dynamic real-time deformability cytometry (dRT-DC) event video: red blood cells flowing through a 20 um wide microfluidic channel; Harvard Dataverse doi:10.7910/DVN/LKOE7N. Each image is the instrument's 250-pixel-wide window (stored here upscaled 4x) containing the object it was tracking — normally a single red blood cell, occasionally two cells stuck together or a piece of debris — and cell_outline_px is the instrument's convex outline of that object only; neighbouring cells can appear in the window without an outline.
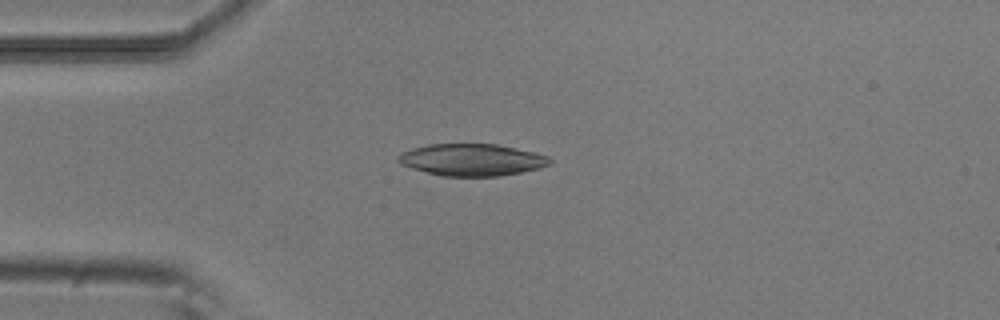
{"species": "common noctule bat (a hibernating species)", "species_latin": "Nyctalus noctula", "temperature_condition": "room temperature", "stored_images_in_passage": 52, "camera_frame_rate_fps": 3000, "um_per_image_px": 0.085, "animal": {"sex": "male", "body_mass_g": 20.5, "forearm_length_mm": 52.5}, "frame": {"image": 1, "passage_image": 13, "time_ms": 4.0, "image_size_px": [1000, 320], "cell_outline_px": [[552, 164], [540, 168], [500, 176], [440, 176], [412, 168], [400, 164], [396, 160], [396, 156], [400, 152], [412, 148], [428, 144], [496, 144], [516, 148], [548, 156], [552, 160]], "centroid_in_image_um": [40.07, 13.58], "position_along_channel_um": 44.9, "area_um2": 28.38}}
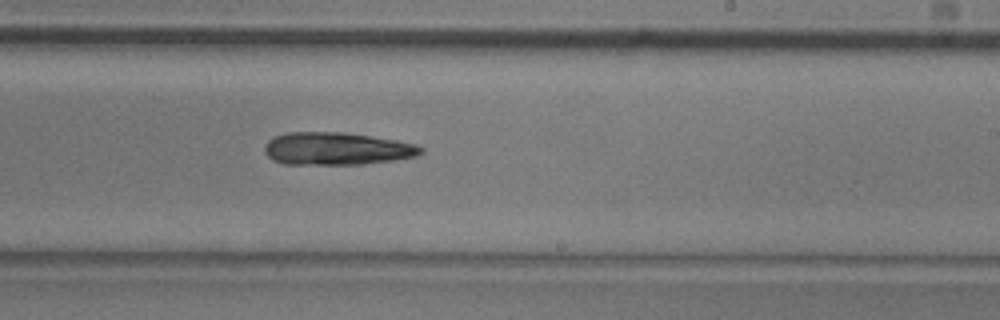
{"frame": {"image": 2, "passage_image": 31, "time_ms": 10.0, "image_size_px": [1000, 320], "cell_outline_px": [[424, 152], [416, 156], [392, 160], [364, 164], [284, 164], [272, 160], [264, 152], [264, 144], [268, 140], [276, 136], [288, 132], [344, 132], [396, 140], [416, 144], [424, 148]], "centroid_in_image_um": [28.61, 12.64], "position_along_channel_um": 260.4, "area_um2": 29.77}}
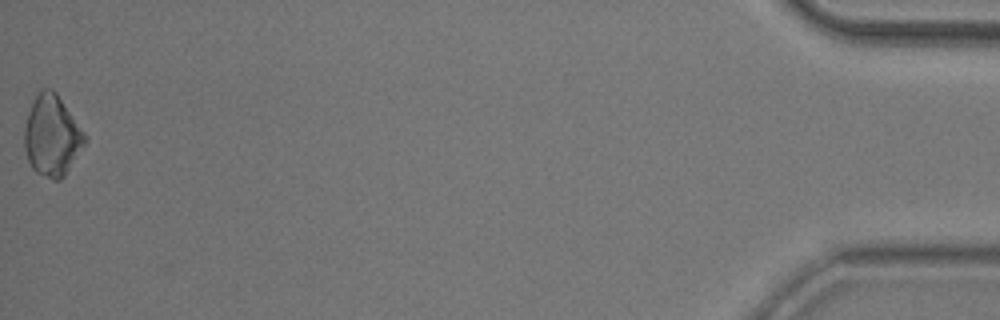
{"frame": {"image": 3, "passage_image": 52, "time_ms": 17.0, "image_size_px": [1000, 320], "cell_outline_px": [[88, 140], [64, 176], [60, 180], [52, 180], [36, 172], [32, 168], [28, 160], [24, 148], [24, 128], [28, 112], [40, 88], [48, 88], [56, 92], [88, 136]], "centroid_in_image_um": [4.43, 11.54], "position_along_channel_um": 430.8, "area_um2": 28.61}}